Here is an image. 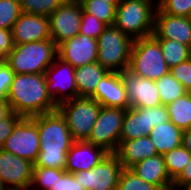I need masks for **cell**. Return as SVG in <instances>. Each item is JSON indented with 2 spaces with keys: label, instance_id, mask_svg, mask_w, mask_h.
Masks as SVG:
<instances>
[{
  "label": "cell",
  "instance_id": "cell-1",
  "mask_svg": "<svg viewBox=\"0 0 191 190\" xmlns=\"http://www.w3.org/2000/svg\"><path fill=\"white\" fill-rule=\"evenodd\" d=\"M39 153L33 166L64 169L74 140L64 117L58 110L37 115Z\"/></svg>",
  "mask_w": 191,
  "mask_h": 190
},
{
  "label": "cell",
  "instance_id": "cell-2",
  "mask_svg": "<svg viewBox=\"0 0 191 190\" xmlns=\"http://www.w3.org/2000/svg\"><path fill=\"white\" fill-rule=\"evenodd\" d=\"M7 102L22 117H33L57 110L47 92L45 74H15Z\"/></svg>",
  "mask_w": 191,
  "mask_h": 190
},
{
  "label": "cell",
  "instance_id": "cell-3",
  "mask_svg": "<svg viewBox=\"0 0 191 190\" xmlns=\"http://www.w3.org/2000/svg\"><path fill=\"white\" fill-rule=\"evenodd\" d=\"M156 9L155 0H123L116 7L114 26L132 40L152 36Z\"/></svg>",
  "mask_w": 191,
  "mask_h": 190
},
{
  "label": "cell",
  "instance_id": "cell-4",
  "mask_svg": "<svg viewBox=\"0 0 191 190\" xmlns=\"http://www.w3.org/2000/svg\"><path fill=\"white\" fill-rule=\"evenodd\" d=\"M57 56V45L50 38L14 44V48L7 55L5 62L15 74H42Z\"/></svg>",
  "mask_w": 191,
  "mask_h": 190
},
{
  "label": "cell",
  "instance_id": "cell-5",
  "mask_svg": "<svg viewBox=\"0 0 191 190\" xmlns=\"http://www.w3.org/2000/svg\"><path fill=\"white\" fill-rule=\"evenodd\" d=\"M133 41L114 25L107 26L97 39V62L109 72L128 69Z\"/></svg>",
  "mask_w": 191,
  "mask_h": 190
},
{
  "label": "cell",
  "instance_id": "cell-6",
  "mask_svg": "<svg viewBox=\"0 0 191 190\" xmlns=\"http://www.w3.org/2000/svg\"><path fill=\"white\" fill-rule=\"evenodd\" d=\"M129 70L134 74L153 81L169 73L159 42L149 36L133 41Z\"/></svg>",
  "mask_w": 191,
  "mask_h": 190
},
{
  "label": "cell",
  "instance_id": "cell-7",
  "mask_svg": "<svg viewBox=\"0 0 191 190\" xmlns=\"http://www.w3.org/2000/svg\"><path fill=\"white\" fill-rule=\"evenodd\" d=\"M100 109L99 102L91 97H76L57 106L74 141L88 140Z\"/></svg>",
  "mask_w": 191,
  "mask_h": 190
},
{
  "label": "cell",
  "instance_id": "cell-8",
  "mask_svg": "<svg viewBox=\"0 0 191 190\" xmlns=\"http://www.w3.org/2000/svg\"><path fill=\"white\" fill-rule=\"evenodd\" d=\"M125 112L126 109L123 108L101 106L87 141L109 153H116L120 145Z\"/></svg>",
  "mask_w": 191,
  "mask_h": 190
},
{
  "label": "cell",
  "instance_id": "cell-9",
  "mask_svg": "<svg viewBox=\"0 0 191 190\" xmlns=\"http://www.w3.org/2000/svg\"><path fill=\"white\" fill-rule=\"evenodd\" d=\"M39 143L36 115L22 117L1 148L34 164L39 153Z\"/></svg>",
  "mask_w": 191,
  "mask_h": 190
},
{
  "label": "cell",
  "instance_id": "cell-10",
  "mask_svg": "<svg viewBox=\"0 0 191 190\" xmlns=\"http://www.w3.org/2000/svg\"><path fill=\"white\" fill-rule=\"evenodd\" d=\"M122 170L118 156L109 153L90 170L73 173V176L85 190H117Z\"/></svg>",
  "mask_w": 191,
  "mask_h": 190
},
{
  "label": "cell",
  "instance_id": "cell-11",
  "mask_svg": "<svg viewBox=\"0 0 191 190\" xmlns=\"http://www.w3.org/2000/svg\"><path fill=\"white\" fill-rule=\"evenodd\" d=\"M44 74L47 92L57 106L78 97L75 68L70 63L57 56Z\"/></svg>",
  "mask_w": 191,
  "mask_h": 190
},
{
  "label": "cell",
  "instance_id": "cell-12",
  "mask_svg": "<svg viewBox=\"0 0 191 190\" xmlns=\"http://www.w3.org/2000/svg\"><path fill=\"white\" fill-rule=\"evenodd\" d=\"M82 6L79 0H66L48 17L51 39L58 46L79 34Z\"/></svg>",
  "mask_w": 191,
  "mask_h": 190
},
{
  "label": "cell",
  "instance_id": "cell-13",
  "mask_svg": "<svg viewBox=\"0 0 191 190\" xmlns=\"http://www.w3.org/2000/svg\"><path fill=\"white\" fill-rule=\"evenodd\" d=\"M119 73L130 107L148 108L162 104L155 81L138 76L129 69Z\"/></svg>",
  "mask_w": 191,
  "mask_h": 190
},
{
  "label": "cell",
  "instance_id": "cell-14",
  "mask_svg": "<svg viewBox=\"0 0 191 190\" xmlns=\"http://www.w3.org/2000/svg\"><path fill=\"white\" fill-rule=\"evenodd\" d=\"M33 163L0 148V179L4 187L30 190Z\"/></svg>",
  "mask_w": 191,
  "mask_h": 190
},
{
  "label": "cell",
  "instance_id": "cell-15",
  "mask_svg": "<svg viewBox=\"0 0 191 190\" xmlns=\"http://www.w3.org/2000/svg\"><path fill=\"white\" fill-rule=\"evenodd\" d=\"M98 43L96 39L78 34L57 46V55L74 68L97 62Z\"/></svg>",
  "mask_w": 191,
  "mask_h": 190
},
{
  "label": "cell",
  "instance_id": "cell-16",
  "mask_svg": "<svg viewBox=\"0 0 191 190\" xmlns=\"http://www.w3.org/2000/svg\"><path fill=\"white\" fill-rule=\"evenodd\" d=\"M14 44H24L51 38L48 16L21 12L12 27Z\"/></svg>",
  "mask_w": 191,
  "mask_h": 190
},
{
  "label": "cell",
  "instance_id": "cell-17",
  "mask_svg": "<svg viewBox=\"0 0 191 190\" xmlns=\"http://www.w3.org/2000/svg\"><path fill=\"white\" fill-rule=\"evenodd\" d=\"M152 36L172 39L191 48V22L187 17L164 13L157 6Z\"/></svg>",
  "mask_w": 191,
  "mask_h": 190
},
{
  "label": "cell",
  "instance_id": "cell-18",
  "mask_svg": "<svg viewBox=\"0 0 191 190\" xmlns=\"http://www.w3.org/2000/svg\"><path fill=\"white\" fill-rule=\"evenodd\" d=\"M109 152L96 146L87 140L74 141L68 151L65 170L68 173H76L90 170L100 163Z\"/></svg>",
  "mask_w": 191,
  "mask_h": 190
},
{
  "label": "cell",
  "instance_id": "cell-19",
  "mask_svg": "<svg viewBox=\"0 0 191 190\" xmlns=\"http://www.w3.org/2000/svg\"><path fill=\"white\" fill-rule=\"evenodd\" d=\"M91 98L101 106L123 109L130 107L126 89L118 72H108L98 83Z\"/></svg>",
  "mask_w": 191,
  "mask_h": 190
},
{
  "label": "cell",
  "instance_id": "cell-20",
  "mask_svg": "<svg viewBox=\"0 0 191 190\" xmlns=\"http://www.w3.org/2000/svg\"><path fill=\"white\" fill-rule=\"evenodd\" d=\"M144 181L156 185L160 190H172L173 181L167 173L164 156L157 154L129 168Z\"/></svg>",
  "mask_w": 191,
  "mask_h": 190
},
{
  "label": "cell",
  "instance_id": "cell-21",
  "mask_svg": "<svg viewBox=\"0 0 191 190\" xmlns=\"http://www.w3.org/2000/svg\"><path fill=\"white\" fill-rule=\"evenodd\" d=\"M123 168H130L136 163L158 154L149 136L120 141L118 150L115 153Z\"/></svg>",
  "mask_w": 191,
  "mask_h": 190
},
{
  "label": "cell",
  "instance_id": "cell-22",
  "mask_svg": "<svg viewBox=\"0 0 191 190\" xmlns=\"http://www.w3.org/2000/svg\"><path fill=\"white\" fill-rule=\"evenodd\" d=\"M148 136L152 140L158 154L164 155L182 145L183 130L168 120L153 127Z\"/></svg>",
  "mask_w": 191,
  "mask_h": 190
},
{
  "label": "cell",
  "instance_id": "cell-23",
  "mask_svg": "<svg viewBox=\"0 0 191 190\" xmlns=\"http://www.w3.org/2000/svg\"><path fill=\"white\" fill-rule=\"evenodd\" d=\"M109 71L98 62H93L75 68V84L78 89V97H91L100 80Z\"/></svg>",
  "mask_w": 191,
  "mask_h": 190
},
{
  "label": "cell",
  "instance_id": "cell-24",
  "mask_svg": "<svg viewBox=\"0 0 191 190\" xmlns=\"http://www.w3.org/2000/svg\"><path fill=\"white\" fill-rule=\"evenodd\" d=\"M152 129H148L147 108L126 109L120 141L148 136Z\"/></svg>",
  "mask_w": 191,
  "mask_h": 190
},
{
  "label": "cell",
  "instance_id": "cell-25",
  "mask_svg": "<svg viewBox=\"0 0 191 190\" xmlns=\"http://www.w3.org/2000/svg\"><path fill=\"white\" fill-rule=\"evenodd\" d=\"M169 120L181 130L191 127V93H186L167 105Z\"/></svg>",
  "mask_w": 191,
  "mask_h": 190
},
{
  "label": "cell",
  "instance_id": "cell-26",
  "mask_svg": "<svg viewBox=\"0 0 191 190\" xmlns=\"http://www.w3.org/2000/svg\"><path fill=\"white\" fill-rule=\"evenodd\" d=\"M163 53L164 60L169 68L176 66L191 57V48L178 41L167 38H155Z\"/></svg>",
  "mask_w": 191,
  "mask_h": 190
},
{
  "label": "cell",
  "instance_id": "cell-27",
  "mask_svg": "<svg viewBox=\"0 0 191 190\" xmlns=\"http://www.w3.org/2000/svg\"><path fill=\"white\" fill-rule=\"evenodd\" d=\"M155 84L160 94L161 103L165 106L187 93L184 86L170 72L156 80Z\"/></svg>",
  "mask_w": 191,
  "mask_h": 190
},
{
  "label": "cell",
  "instance_id": "cell-28",
  "mask_svg": "<svg viewBox=\"0 0 191 190\" xmlns=\"http://www.w3.org/2000/svg\"><path fill=\"white\" fill-rule=\"evenodd\" d=\"M82 9L92 14L107 26H113L115 23L116 7L113 4L103 0H79Z\"/></svg>",
  "mask_w": 191,
  "mask_h": 190
},
{
  "label": "cell",
  "instance_id": "cell-29",
  "mask_svg": "<svg viewBox=\"0 0 191 190\" xmlns=\"http://www.w3.org/2000/svg\"><path fill=\"white\" fill-rule=\"evenodd\" d=\"M165 166L170 179L174 181L191 159V152L183 145L165 153Z\"/></svg>",
  "mask_w": 191,
  "mask_h": 190
},
{
  "label": "cell",
  "instance_id": "cell-30",
  "mask_svg": "<svg viewBox=\"0 0 191 190\" xmlns=\"http://www.w3.org/2000/svg\"><path fill=\"white\" fill-rule=\"evenodd\" d=\"M21 12L50 16L66 0H19Z\"/></svg>",
  "mask_w": 191,
  "mask_h": 190
},
{
  "label": "cell",
  "instance_id": "cell-31",
  "mask_svg": "<svg viewBox=\"0 0 191 190\" xmlns=\"http://www.w3.org/2000/svg\"><path fill=\"white\" fill-rule=\"evenodd\" d=\"M57 181V169L33 166L30 190H50Z\"/></svg>",
  "mask_w": 191,
  "mask_h": 190
},
{
  "label": "cell",
  "instance_id": "cell-32",
  "mask_svg": "<svg viewBox=\"0 0 191 190\" xmlns=\"http://www.w3.org/2000/svg\"><path fill=\"white\" fill-rule=\"evenodd\" d=\"M117 190H160L156 185L150 184L137 176L129 168H123Z\"/></svg>",
  "mask_w": 191,
  "mask_h": 190
},
{
  "label": "cell",
  "instance_id": "cell-33",
  "mask_svg": "<svg viewBox=\"0 0 191 190\" xmlns=\"http://www.w3.org/2000/svg\"><path fill=\"white\" fill-rule=\"evenodd\" d=\"M20 14L19 0H0V29L12 30Z\"/></svg>",
  "mask_w": 191,
  "mask_h": 190
},
{
  "label": "cell",
  "instance_id": "cell-34",
  "mask_svg": "<svg viewBox=\"0 0 191 190\" xmlns=\"http://www.w3.org/2000/svg\"><path fill=\"white\" fill-rule=\"evenodd\" d=\"M107 28V25L92 14L85 12L82 9L81 25L79 34L86 35L93 39H98L100 34Z\"/></svg>",
  "mask_w": 191,
  "mask_h": 190
},
{
  "label": "cell",
  "instance_id": "cell-35",
  "mask_svg": "<svg viewBox=\"0 0 191 190\" xmlns=\"http://www.w3.org/2000/svg\"><path fill=\"white\" fill-rule=\"evenodd\" d=\"M157 6L169 15L187 17L191 9V0H159Z\"/></svg>",
  "mask_w": 191,
  "mask_h": 190
},
{
  "label": "cell",
  "instance_id": "cell-36",
  "mask_svg": "<svg viewBox=\"0 0 191 190\" xmlns=\"http://www.w3.org/2000/svg\"><path fill=\"white\" fill-rule=\"evenodd\" d=\"M169 72L184 86L186 92L191 93V57L187 61L171 67Z\"/></svg>",
  "mask_w": 191,
  "mask_h": 190
},
{
  "label": "cell",
  "instance_id": "cell-37",
  "mask_svg": "<svg viewBox=\"0 0 191 190\" xmlns=\"http://www.w3.org/2000/svg\"><path fill=\"white\" fill-rule=\"evenodd\" d=\"M50 190H85L74 178L73 173L57 169V181Z\"/></svg>",
  "mask_w": 191,
  "mask_h": 190
},
{
  "label": "cell",
  "instance_id": "cell-38",
  "mask_svg": "<svg viewBox=\"0 0 191 190\" xmlns=\"http://www.w3.org/2000/svg\"><path fill=\"white\" fill-rule=\"evenodd\" d=\"M15 73L5 60L0 61V100L7 101Z\"/></svg>",
  "mask_w": 191,
  "mask_h": 190
},
{
  "label": "cell",
  "instance_id": "cell-39",
  "mask_svg": "<svg viewBox=\"0 0 191 190\" xmlns=\"http://www.w3.org/2000/svg\"><path fill=\"white\" fill-rule=\"evenodd\" d=\"M147 120H148V129H152L155 126L168 121L169 114L167 106L161 104L155 107H148Z\"/></svg>",
  "mask_w": 191,
  "mask_h": 190
},
{
  "label": "cell",
  "instance_id": "cell-40",
  "mask_svg": "<svg viewBox=\"0 0 191 190\" xmlns=\"http://www.w3.org/2000/svg\"><path fill=\"white\" fill-rule=\"evenodd\" d=\"M22 116L15 114L13 111L4 119L0 120V148L5 140L12 134L16 123Z\"/></svg>",
  "mask_w": 191,
  "mask_h": 190
},
{
  "label": "cell",
  "instance_id": "cell-41",
  "mask_svg": "<svg viewBox=\"0 0 191 190\" xmlns=\"http://www.w3.org/2000/svg\"><path fill=\"white\" fill-rule=\"evenodd\" d=\"M13 48L12 30L0 29V61L5 60Z\"/></svg>",
  "mask_w": 191,
  "mask_h": 190
},
{
  "label": "cell",
  "instance_id": "cell-42",
  "mask_svg": "<svg viewBox=\"0 0 191 190\" xmlns=\"http://www.w3.org/2000/svg\"><path fill=\"white\" fill-rule=\"evenodd\" d=\"M191 182V159L183 168L181 174L173 181L172 190H181L186 184Z\"/></svg>",
  "mask_w": 191,
  "mask_h": 190
},
{
  "label": "cell",
  "instance_id": "cell-43",
  "mask_svg": "<svg viewBox=\"0 0 191 190\" xmlns=\"http://www.w3.org/2000/svg\"><path fill=\"white\" fill-rule=\"evenodd\" d=\"M12 112L7 101L0 100V120L6 118Z\"/></svg>",
  "mask_w": 191,
  "mask_h": 190
},
{
  "label": "cell",
  "instance_id": "cell-44",
  "mask_svg": "<svg viewBox=\"0 0 191 190\" xmlns=\"http://www.w3.org/2000/svg\"><path fill=\"white\" fill-rule=\"evenodd\" d=\"M182 145L191 152V127L183 131Z\"/></svg>",
  "mask_w": 191,
  "mask_h": 190
},
{
  "label": "cell",
  "instance_id": "cell-45",
  "mask_svg": "<svg viewBox=\"0 0 191 190\" xmlns=\"http://www.w3.org/2000/svg\"><path fill=\"white\" fill-rule=\"evenodd\" d=\"M107 3L113 4L115 7H117L123 0H103Z\"/></svg>",
  "mask_w": 191,
  "mask_h": 190
},
{
  "label": "cell",
  "instance_id": "cell-46",
  "mask_svg": "<svg viewBox=\"0 0 191 190\" xmlns=\"http://www.w3.org/2000/svg\"><path fill=\"white\" fill-rule=\"evenodd\" d=\"M181 190H191V182L186 184Z\"/></svg>",
  "mask_w": 191,
  "mask_h": 190
},
{
  "label": "cell",
  "instance_id": "cell-47",
  "mask_svg": "<svg viewBox=\"0 0 191 190\" xmlns=\"http://www.w3.org/2000/svg\"><path fill=\"white\" fill-rule=\"evenodd\" d=\"M2 190H23V189L4 187Z\"/></svg>",
  "mask_w": 191,
  "mask_h": 190
},
{
  "label": "cell",
  "instance_id": "cell-48",
  "mask_svg": "<svg viewBox=\"0 0 191 190\" xmlns=\"http://www.w3.org/2000/svg\"><path fill=\"white\" fill-rule=\"evenodd\" d=\"M187 18H188V20L191 22V9H190V11H189V13H188V15H187Z\"/></svg>",
  "mask_w": 191,
  "mask_h": 190
},
{
  "label": "cell",
  "instance_id": "cell-49",
  "mask_svg": "<svg viewBox=\"0 0 191 190\" xmlns=\"http://www.w3.org/2000/svg\"><path fill=\"white\" fill-rule=\"evenodd\" d=\"M4 188L2 182H1V179H0V190H2Z\"/></svg>",
  "mask_w": 191,
  "mask_h": 190
}]
</instances>
